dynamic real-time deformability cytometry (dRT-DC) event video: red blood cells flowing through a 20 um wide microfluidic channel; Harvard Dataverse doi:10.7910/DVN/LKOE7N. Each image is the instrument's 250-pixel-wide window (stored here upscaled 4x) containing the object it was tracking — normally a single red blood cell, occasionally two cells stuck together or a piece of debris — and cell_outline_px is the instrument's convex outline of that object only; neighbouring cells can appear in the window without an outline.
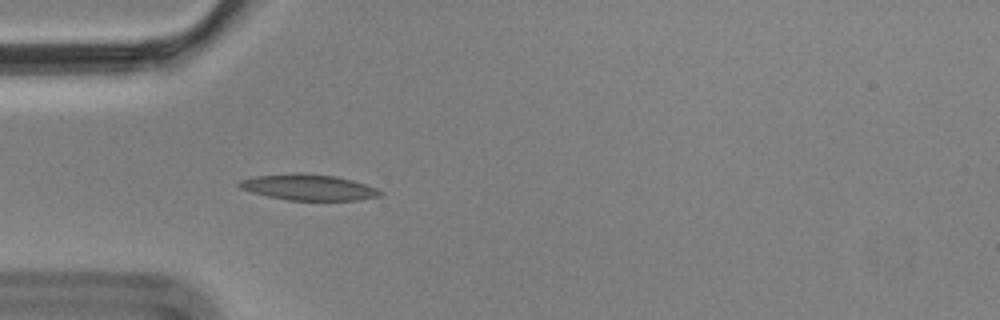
{"species": "Egyptian fruit bat (a non-hibernating species)", "species_latin": "Rousettus aegyptiacus", "temperature_condition": "cold", "stored_images_in_passage": 5, "camera_frame_rate_fps": 3000, "um_per_image_px": 0.085, "animal": {"sex": "male"}, "frame": {"image": 1, "passage_image": 5, "time_ms": 1.333, "image_size_px": [1000, 320], "cell_outline_px": [[384, 192], [380, 196], [360, 200], [288, 200], [268, 196], [252, 192], [240, 188], [236, 184], [240, 180], [256, 176], [296, 172], [304, 172], [336, 176], [352, 180], [376, 188]], "centroid_in_image_um": [26.22, 15.91], "position_along_channel_um": 58.8, "area_um2": 21.39}}